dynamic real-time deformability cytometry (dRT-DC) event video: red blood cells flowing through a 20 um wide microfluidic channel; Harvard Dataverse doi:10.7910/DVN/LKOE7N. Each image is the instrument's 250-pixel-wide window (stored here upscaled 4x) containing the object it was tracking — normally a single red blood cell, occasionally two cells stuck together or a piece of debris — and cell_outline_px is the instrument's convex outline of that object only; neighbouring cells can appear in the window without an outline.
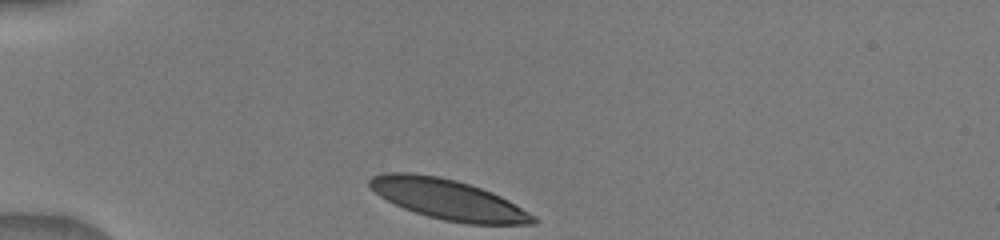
{"species": "human", "species_latin": "Homo sapiens", "temperature_condition": "warm", "stored_images_in_passage": 21, "camera_frame_rate_fps": 3000, "um_per_image_px": 0.085, "donor": {"sex": "male"}, "frame": {"image": 1, "passage_image": 1, "time_ms": 0.0, "image_size_px": [1000, 240], "cell_outline_px": [[536, 224], [468, 224], [444, 220], [428, 216], [404, 208], [380, 196], [368, 184], [368, 180], [372, 176], [384, 172], [412, 172], [440, 176], [456, 180], [492, 192], [508, 200], [536, 216]], "centroid_in_image_um": [38.09, 16.94], "position_along_channel_um": 46.9, "area_um2": 38.09}}
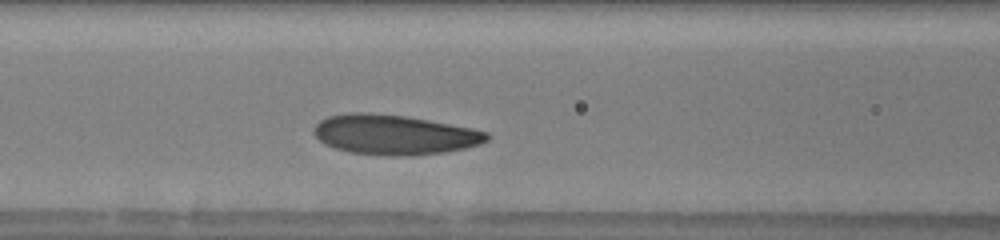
{"frame": {"image": 2, "passage_image": 7, "time_ms": 3.0, "image_size_px": [1000, 240], "cell_outline_px": [[492, 136], [488, 140], [480, 144], [464, 148], [444, 152], [412, 156], [384, 156], [352, 152], [336, 148], [324, 144], [312, 132], [312, 128], [320, 120], [328, 116], [348, 112], [368, 112], [408, 116], [472, 128], [488, 132]], "centroid_in_image_um": [33.51, 11.44], "position_along_channel_um": 133.1, "area_um2": 40.58}}
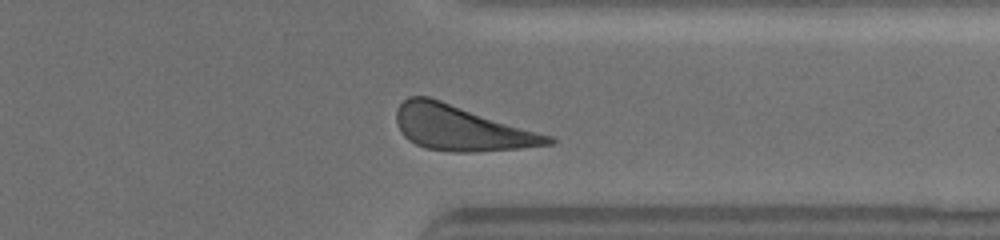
{"frame": {"image": 3, "passage_image": 19, "time_ms": 9.0, "image_size_px": [1000, 240], "cell_outline_px": [[556, 140], [552, 144], [520, 148], [476, 152], [452, 152], [424, 148], [408, 140], [400, 132], [396, 120], [396, 108], [408, 96], [428, 96], [552, 136]], "centroid_in_image_um": [39.17, 10.89], "position_along_channel_um": 372.2, "area_um2": 39.77}}